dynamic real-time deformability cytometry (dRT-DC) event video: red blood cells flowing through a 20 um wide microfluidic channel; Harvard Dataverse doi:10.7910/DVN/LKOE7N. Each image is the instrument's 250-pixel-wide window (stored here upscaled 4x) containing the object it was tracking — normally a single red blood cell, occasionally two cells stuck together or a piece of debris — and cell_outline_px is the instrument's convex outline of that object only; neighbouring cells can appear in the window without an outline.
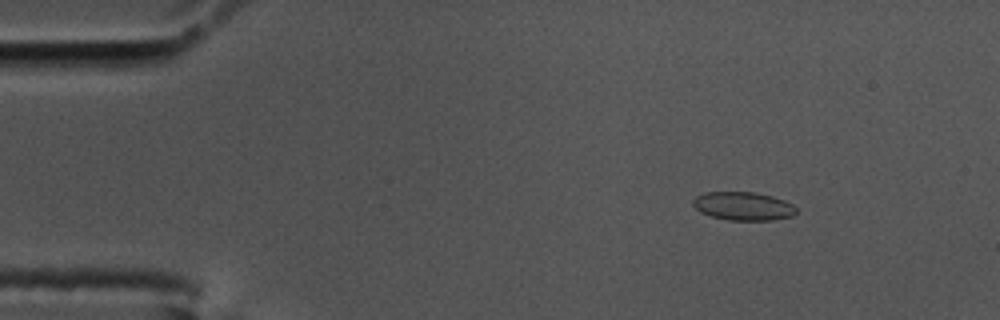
{"species": "common noctule bat (a hibernating species)", "species_latin": "Nyctalus noctula", "temperature_condition": "cold", "stored_images_in_passage": 58, "camera_frame_rate_fps": 3000, "um_per_image_px": 0.085, "animal": {"sex": "male", "body_mass_g": 17.5, "forearm_length_mm": 52.3}, "frame": {"image": 1, "passage_image": 8, "time_ms": 2.333, "image_size_px": [1000, 320], "cell_outline_px": [[796, 212], [792, 216], [772, 220], [728, 220], [712, 216], [700, 212], [692, 204], [692, 200], [696, 196], [704, 192], [756, 192], [772, 196], [784, 200], [792, 204], [796, 208]], "centroid_in_image_um": [63.16, 17.51], "position_along_channel_um": 21.8, "area_um2": 17.11}}
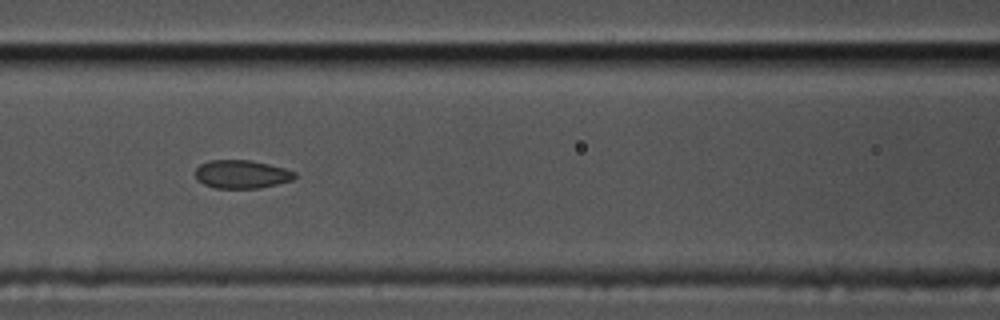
{"frame": {"image": 2, "passage_image": 25, "time_ms": 8.0, "image_size_px": [1000, 320], "cell_outline_px": [[296, 176], [292, 180], [260, 188], [216, 188], [204, 184], [196, 180], [196, 168], [200, 164], [208, 160], [248, 160], [268, 164], [284, 168], [296, 172]], "centroid_in_image_um": [20.52, 14.81], "position_along_channel_um": 146.1, "area_um2": 16.36}}
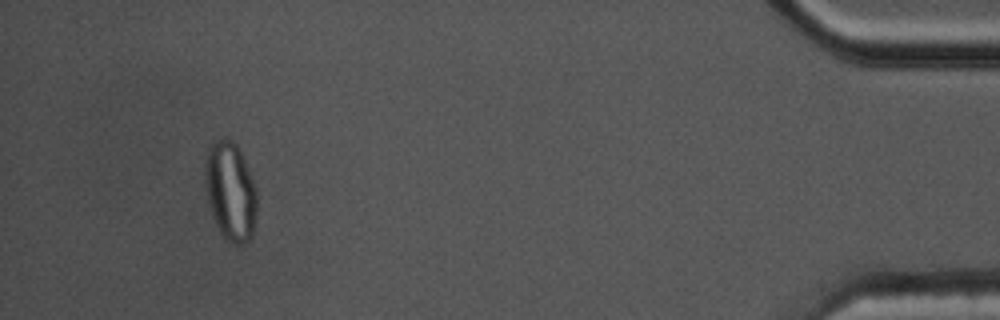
{"frame": {"image": 3, "passage_image": 54, "time_ms": 17.667, "image_size_px": [1000, 320], "cell_outline_px": [[256, 224], [252, 236], [244, 244], [236, 244], [228, 240], [220, 232], [216, 224], [208, 200], [208, 148], [216, 140], [224, 136], [232, 140], [236, 144], [240, 152], [256, 188]], "centroid_in_image_um": [19.65, 16.3], "position_along_channel_um": 415.6, "area_um2": 28.78}}